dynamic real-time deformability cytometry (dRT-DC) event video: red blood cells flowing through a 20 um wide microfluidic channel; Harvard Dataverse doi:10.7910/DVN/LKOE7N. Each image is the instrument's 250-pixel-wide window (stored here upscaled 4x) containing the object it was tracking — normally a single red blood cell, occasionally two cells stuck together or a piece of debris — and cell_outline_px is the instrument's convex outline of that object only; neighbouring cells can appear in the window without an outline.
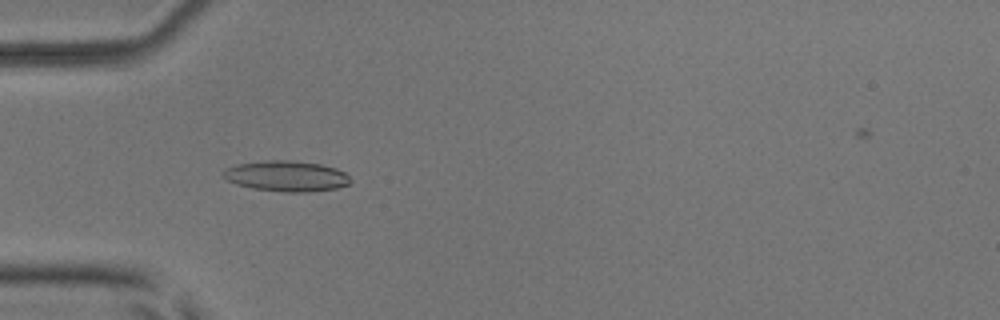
{"species": "common noctule bat (a hibernating species)", "species_latin": "Nyctalus noctula", "temperature_condition": "room temperature", "stored_images_in_passage": 53, "camera_frame_rate_fps": 3000, "um_per_image_px": 0.085, "animal": {"sex": "male", "body_mass_g": 17.9, "forearm_length_mm": 54.2}, "frame": {"image": 1, "passage_image": 17, "time_ms": 5.333, "image_size_px": [1000, 320], "cell_outline_px": [[352, 180], [348, 184], [336, 188], [308, 192], [284, 192], [252, 188], [236, 184], [228, 180], [224, 176], [224, 172], [228, 168], [236, 164], [268, 160], [292, 160], [320, 164], [336, 168], [344, 172]], "centroid_in_image_um": [24.37, 14.97], "position_along_channel_um": 60.6, "area_um2": 22.54}}
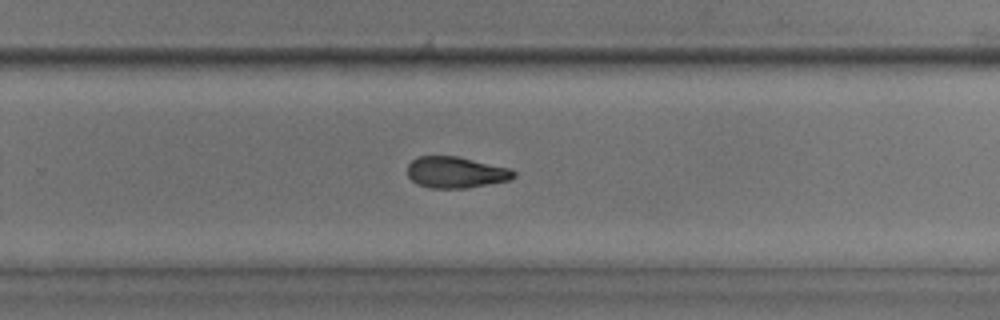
{"frame": {"image": 2, "passage_image": 35, "time_ms": 11.333, "image_size_px": [1000, 320], "cell_outline_px": [[516, 176], [508, 180], [464, 188], [428, 188], [416, 184], [408, 176], [408, 164], [416, 156], [456, 156], [512, 168], [516, 172]], "centroid_in_image_um": [38.73, 14.64], "position_along_channel_um": 291.1, "area_um2": 19.42}}
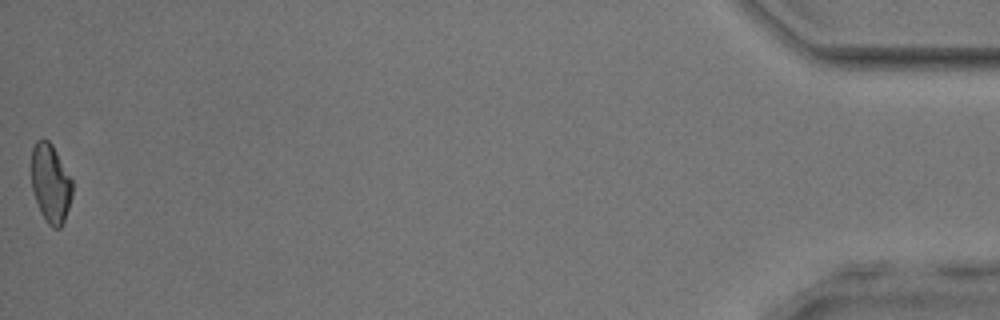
{"frame": {"image": 3, "passage_image": 53, "time_ms": 17.333, "image_size_px": [1000, 320], "cell_outline_px": [[72, 196], [64, 220], [60, 228], [52, 228], [48, 224], [40, 212], [32, 188], [32, 148], [36, 140], [48, 140], [52, 144], [72, 180]], "centroid_in_image_um": [4.3, 15.59], "position_along_channel_um": 430.9, "area_um2": 18.55}, "authors_computed_cell_mechanics": {"area_um2": 20.23, "velocity_mm_per_s": 3.9205, "shape_relaxation_time_tau1_ms": 3.9208, "shape_relaxation_time_tau2_ms": 4.3069, "deformation_change_tau1": 0.1174, "deformation_change_tau2": 0.1176}}